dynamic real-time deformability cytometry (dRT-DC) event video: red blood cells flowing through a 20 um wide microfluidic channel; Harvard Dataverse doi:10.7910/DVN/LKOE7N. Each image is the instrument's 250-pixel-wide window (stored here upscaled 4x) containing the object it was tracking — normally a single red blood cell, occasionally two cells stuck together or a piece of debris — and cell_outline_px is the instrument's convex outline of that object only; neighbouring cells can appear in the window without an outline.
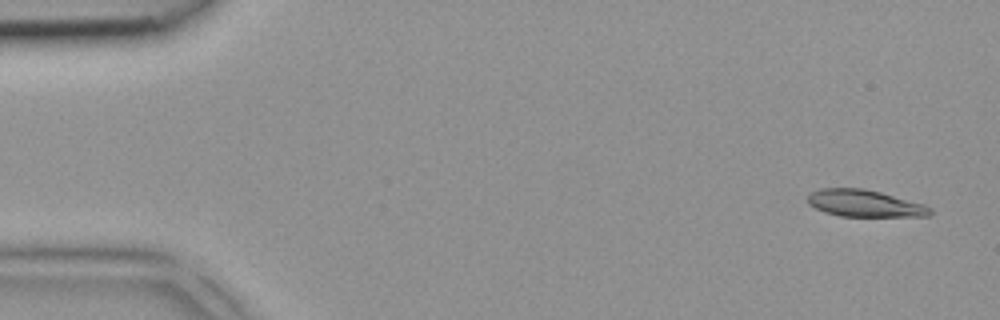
{"species": "common noctule bat (a hibernating species)", "species_latin": "Nyctalus noctula", "temperature_condition": "room temperature", "stored_images_in_passage": 4, "camera_frame_rate_fps": 3000, "um_per_image_px": 0.085, "animal": {"sex": "female", "body_mass_g": 18.4}, "frame": {"image": 1, "passage_image": 1, "time_ms": 0.0, "image_size_px": [1000, 320], "cell_outline_px": [[932, 212], [928, 216], [840, 216], [824, 212], [808, 204], [808, 196], [812, 192], [820, 188], [864, 188], [880, 192], [924, 204], [932, 208]], "centroid_in_image_um": [73.49, 17.28], "position_along_channel_um": 11.5, "area_um2": 19.13}}